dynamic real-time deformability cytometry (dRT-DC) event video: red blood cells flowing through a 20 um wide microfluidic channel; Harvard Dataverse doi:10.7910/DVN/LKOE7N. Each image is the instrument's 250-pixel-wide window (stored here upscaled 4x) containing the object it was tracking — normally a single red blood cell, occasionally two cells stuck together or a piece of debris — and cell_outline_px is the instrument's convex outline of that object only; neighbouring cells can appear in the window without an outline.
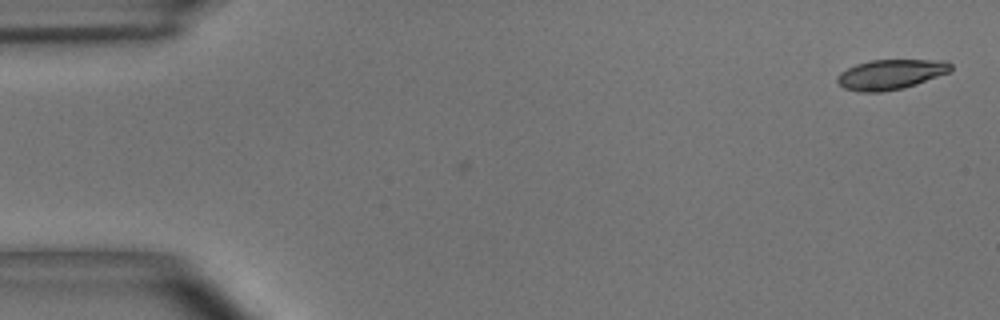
{"species": "common noctule bat (a hibernating species)", "species_latin": "Nyctalus noctula", "temperature_condition": "room temperature", "stored_images_in_passage": 6, "segment_of_instrument_passage": [1, 2], "camera_frame_rate_fps": 3000, "um_per_image_px": 0.085, "animal": {"sex": "male", "body_mass_g": 15.6}, "frame": {"image": 1, "passage_image": 1, "time_ms": 0.0, "image_size_px": [1000, 320], "cell_outline_px": [[952, 68], [948, 72], [916, 84], [904, 88], [880, 92], [860, 92], [844, 88], [836, 80], [836, 76], [840, 72], [856, 64], [872, 60], [944, 60], [952, 64]], "centroid_in_image_um": [75.68, 6.32], "position_along_channel_um": 9.3, "area_um2": 19.71}}